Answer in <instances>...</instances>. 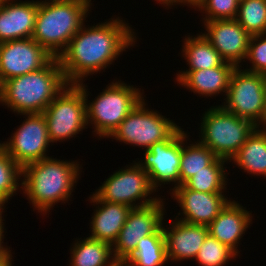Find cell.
<instances>
[{
	"label": "cell",
	"mask_w": 266,
	"mask_h": 266,
	"mask_svg": "<svg viewBox=\"0 0 266 266\" xmlns=\"http://www.w3.org/2000/svg\"><path fill=\"white\" fill-rule=\"evenodd\" d=\"M109 20L87 28L83 24L59 55L60 67L69 84L105 71L123 51L137 43L136 32L129 23L119 17Z\"/></svg>",
	"instance_id": "obj_1"
},
{
	"label": "cell",
	"mask_w": 266,
	"mask_h": 266,
	"mask_svg": "<svg viewBox=\"0 0 266 266\" xmlns=\"http://www.w3.org/2000/svg\"><path fill=\"white\" fill-rule=\"evenodd\" d=\"M80 169L82 167L77 161H64L52 156L41 159L22 168L20 188L34 210L47 215L55 204H65L70 200Z\"/></svg>",
	"instance_id": "obj_2"
},
{
	"label": "cell",
	"mask_w": 266,
	"mask_h": 266,
	"mask_svg": "<svg viewBox=\"0 0 266 266\" xmlns=\"http://www.w3.org/2000/svg\"><path fill=\"white\" fill-rule=\"evenodd\" d=\"M58 58L43 68L0 84V104L17 114L42 113L68 85Z\"/></svg>",
	"instance_id": "obj_3"
},
{
	"label": "cell",
	"mask_w": 266,
	"mask_h": 266,
	"mask_svg": "<svg viewBox=\"0 0 266 266\" xmlns=\"http://www.w3.org/2000/svg\"><path fill=\"white\" fill-rule=\"evenodd\" d=\"M91 6V0H40L32 38L58 58L85 24Z\"/></svg>",
	"instance_id": "obj_4"
},
{
	"label": "cell",
	"mask_w": 266,
	"mask_h": 266,
	"mask_svg": "<svg viewBox=\"0 0 266 266\" xmlns=\"http://www.w3.org/2000/svg\"><path fill=\"white\" fill-rule=\"evenodd\" d=\"M76 85L86 99L87 124H91L99 138L109 137L134 107L145 97L139 88L124 81H114L106 86L92 102H88L87 84ZM94 125V127H93Z\"/></svg>",
	"instance_id": "obj_5"
},
{
	"label": "cell",
	"mask_w": 266,
	"mask_h": 266,
	"mask_svg": "<svg viewBox=\"0 0 266 266\" xmlns=\"http://www.w3.org/2000/svg\"><path fill=\"white\" fill-rule=\"evenodd\" d=\"M257 128L251 120L226 111L221 105L203 113L199 142L217 157L230 161Z\"/></svg>",
	"instance_id": "obj_6"
},
{
	"label": "cell",
	"mask_w": 266,
	"mask_h": 266,
	"mask_svg": "<svg viewBox=\"0 0 266 266\" xmlns=\"http://www.w3.org/2000/svg\"><path fill=\"white\" fill-rule=\"evenodd\" d=\"M146 105L143 98L108 138L147 150L155 143L167 140L180 127Z\"/></svg>",
	"instance_id": "obj_7"
},
{
	"label": "cell",
	"mask_w": 266,
	"mask_h": 266,
	"mask_svg": "<svg viewBox=\"0 0 266 266\" xmlns=\"http://www.w3.org/2000/svg\"><path fill=\"white\" fill-rule=\"evenodd\" d=\"M42 113L51 144L75 138L88 126L86 99L76 84H68Z\"/></svg>",
	"instance_id": "obj_8"
},
{
	"label": "cell",
	"mask_w": 266,
	"mask_h": 266,
	"mask_svg": "<svg viewBox=\"0 0 266 266\" xmlns=\"http://www.w3.org/2000/svg\"><path fill=\"white\" fill-rule=\"evenodd\" d=\"M133 162L132 165H126V168L111 174L94 194L100 200L121 203L132 208L160 200L159 196L155 198L150 196L158 191L152 186L148 173L136 161Z\"/></svg>",
	"instance_id": "obj_9"
},
{
	"label": "cell",
	"mask_w": 266,
	"mask_h": 266,
	"mask_svg": "<svg viewBox=\"0 0 266 266\" xmlns=\"http://www.w3.org/2000/svg\"><path fill=\"white\" fill-rule=\"evenodd\" d=\"M265 84L266 75L251 73L236 67L230 78L225 101L221 106L240 118L251 120L262 129Z\"/></svg>",
	"instance_id": "obj_10"
},
{
	"label": "cell",
	"mask_w": 266,
	"mask_h": 266,
	"mask_svg": "<svg viewBox=\"0 0 266 266\" xmlns=\"http://www.w3.org/2000/svg\"><path fill=\"white\" fill-rule=\"evenodd\" d=\"M25 120L3 142L4 151L21 167L48 158L50 139L43 113L20 114Z\"/></svg>",
	"instance_id": "obj_11"
},
{
	"label": "cell",
	"mask_w": 266,
	"mask_h": 266,
	"mask_svg": "<svg viewBox=\"0 0 266 266\" xmlns=\"http://www.w3.org/2000/svg\"><path fill=\"white\" fill-rule=\"evenodd\" d=\"M163 200L165 199L161 198L155 203L130 210L117 240L112 245L115 259H126L141 238L155 234L162 228L166 211Z\"/></svg>",
	"instance_id": "obj_12"
},
{
	"label": "cell",
	"mask_w": 266,
	"mask_h": 266,
	"mask_svg": "<svg viewBox=\"0 0 266 266\" xmlns=\"http://www.w3.org/2000/svg\"><path fill=\"white\" fill-rule=\"evenodd\" d=\"M144 159L136 162L149 175L157 190L162 184L180 186L181 126L167 139L144 150Z\"/></svg>",
	"instance_id": "obj_13"
},
{
	"label": "cell",
	"mask_w": 266,
	"mask_h": 266,
	"mask_svg": "<svg viewBox=\"0 0 266 266\" xmlns=\"http://www.w3.org/2000/svg\"><path fill=\"white\" fill-rule=\"evenodd\" d=\"M52 58L32 37L0 43V84L41 69Z\"/></svg>",
	"instance_id": "obj_14"
},
{
	"label": "cell",
	"mask_w": 266,
	"mask_h": 266,
	"mask_svg": "<svg viewBox=\"0 0 266 266\" xmlns=\"http://www.w3.org/2000/svg\"><path fill=\"white\" fill-rule=\"evenodd\" d=\"M205 30L202 33L221 57L236 67L245 61L251 35L236 19L203 21Z\"/></svg>",
	"instance_id": "obj_15"
},
{
	"label": "cell",
	"mask_w": 266,
	"mask_h": 266,
	"mask_svg": "<svg viewBox=\"0 0 266 266\" xmlns=\"http://www.w3.org/2000/svg\"><path fill=\"white\" fill-rule=\"evenodd\" d=\"M172 190V191H171ZM171 197L179 203L183 218L178 220L208 226L231 200L224 193L198 192L180 185L171 188Z\"/></svg>",
	"instance_id": "obj_16"
},
{
	"label": "cell",
	"mask_w": 266,
	"mask_h": 266,
	"mask_svg": "<svg viewBox=\"0 0 266 266\" xmlns=\"http://www.w3.org/2000/svg\"><path fill=\"white\" fill-rule=\"evenodd\" d=\"M165 228L162 225L168 261L178 262L195 259L200 247L205 241L208 232L206 225L189 224L178 220ZM169 228V229H168Z\"/></svg>",
	"instance_id": "obj_17"
},
{
	"label": "cell",
	"mask_w": 266,
	"mask_h": 266,
	"mask_svg": "<svg viewBox=\"0 0 266 266\" xmlns=\"http://www.w3.org/2000/svg\"><path fill=\"white\" fill-rule=\"evenodd\" d=\"M0 0V43L31 38L39 1Z\"/></svg>",
	"instance_id": "obj_18"
},
{
	"label": "cell",
	"mask_w": 266,
	"mask_h": 266,
	"mask_svg": "<svg viewBox=\"0 0 266 266\" xmlns=\"http://www.w3.org/2000/svg\"><path fill=\"white\" fill-rule=\"evenodd\" d=\"M252 214L237 201L230 200L218 216L207 226L211 236L222 244L227 245L237 255L240 239L243 238L246 229L251 226Z\"/></svg>",
	"instance_id": "obj_19"
},
{
	"label": "cell",
	"mask_w": 266,
	"mask_h": 266,
	"mask_svg": "<svg viewBox=\"0 0 266 266\" xmlns=\"http://www.w3.org/2000/svg\"><path fill=\"white\" fill-rule=\"evenodd\" d=\"M96 209L90 222V238L105 241L113 245L124 226L132 207L100 200L94 193L89 197Z\"/></svg>",
	"instance_id": "obj_20"
},
{
	"label": "cell",
	"mask_w": 266,
	"mask_h": 266,
	"mask_svg": "<svg viewBox=\"0 0 266 266\" xmlns=\"http://www.w3.org/2000/svg\"><path fill=\"white\" fill-rule=\"evenodd\" d=\"M236 66L226 62L222 66L213 67L210 69H201L196 71H179L177 73L176 82L181 86L187 88L205 97H213L218 94L224 93L227 95L228 86L231 75Z\"/></svg>",
	"instance_id": "obj_21"
},
{
	"label": "cell",
	"mask_w": 266,
	"mask_h": 266,
	"mask_svg": "<svg viewBox=\"0 0 266 266\" xmlns=\"http://www.w3.org/2000/svg\"><path fill=\"white\" fill-rule=\"evenodd\" d=\"M231 161L248 174L266 177V129L257 127Z\"/></svg>",
	"instance_id": "obj_22"
},
{
	"label": "cell",
	"mask_w": 266,
	"mask_h": 266,
	"mask_svg": "<svg viewBox=\"0 0 266 266\" xmlns=\"http://www.w3.org/2000/svg\"><path fill=\"white\" fill-rule=\"evenodd\" d=\"M183 42L181 53H183L182 56L188 62L187 65H189V69H186V71L210 69L226 63L202 32L195 37L185 36Z\"/></svg>",
	"instance_id": "obj_23"
},
{
	"label": "cell",
	"mask_w": 266,
	"mask_h": 266,
	"mask_svg": "<svg viewBox=\"0 0 266 266\" xmlns=\"http://www.w3.org/2000/svg\"><path fill=\"white\" fill-rule=\"evenodd\" d=\"M189 136L181 128L180 185H183L194 174L206 170V166L212 165L219 158L198 140L188 144Z\"/></svg>",
	"instance_id": "obj_24"
},
{
	"label": "cell",
	"mask_w": 266,
	"mask_h": 266,
	"mask_svg": "<svg viewBox=\"0 0 266 266\" xmlns=\"http://www.w3.org/2000/svg\"><path fill=\"white\" fill-rule=\"evenodd\" d=\"M74 242L70 249L71 266H107L115 259L112 244L108 242L90 237Z\"/></svg>",
	"instance_id": "obj_25"
},
{
	"label": "cell",
	"mask_w": 266,
	"mask_h": 266,
	"mask_svg": "<svg viewBox=\"0 0 266 266\" xmlns=\"http://www.w3.org/2000/svg\"><path fill=\"white\" fill-rule=\"evenodd\" d=\"M126 260L130 266H164L168 263L163 228L141 238Z\"/></svg>",
	"instance_id": "obj_26"
},
{
	"label": "cell",
	"mask_w": 266,
	"mask_h": 266,
	"mask_svg": "<svg viewBox=\"0 0 266 266\" xmlns=\"http://www.w3.org/2000/svg\"><path fill=\"white\" fill-rule=\"evenodd\" d=\"M228 162L223 158H218L212 165L206 166V170L194 174L183 185L198 192L224 193L227 189V175L229 174L226 173L224 165Z\"/></svg>",
	"instance_id": "obj_27"
},
{
	"label": "cell",
	"mask_w": 266,
	"mask_h": 266,
	"mask_svg": "<svg viewBox=\"0 0 266 266\" xmlns=\"http://www.w3.org/2000/svg\"><path fill=\"white\" fill-rule=\"evenodd\" d=\"M250 35L266 34V0H242L235 18Z\"/></svg>",
	"instance_id": "obj_28"
},
{
	"label": "cell",
	"mask_w": 266,
	"mask_h": 266,
	"mask_svg": "<svg viewBox=\"0 0 266 266\" xmlns=\"http://www.w3.org/2000/svg\"><path fill=\"white\" fill-rule=\"evenodd\" d=\"M22 168L5 152L0 154V201L4 204L22 185ZM19 179V180H18ZM20 181V182H19Z\"/></svg>",
	"instance_id": "obj_29"
},
{
	"label": "cell",
	"mask_w": 266,
	"mask_h": 266,
	"mask_svg": "<svg viewBox=\"0 0 266 266\" xmlns=\"http://www.w3.org/2000/svg\"><path fill=\"white\" fill-rule=\"evenodd\" d=\"M236 256L238 255L231 248L208 234L195 257V261L201 266H224L232 258L235 260Z\"/></svg>",
	"instance_id": "obj_30"
},
{
	"label": "cell",
	"mask_w": 266,
	"mask_h": 266,
	"mask_svg": "<svg viewBox=\"0 0 266 266\" xmlns=\"http://www.w3.org/2000/svg\"><path fill=\"white\" fill-rule=\"evenodd\" d=\"M239 3V0H202L196 8L206 13L202 21L235 19Z\"/></svg>",
	"instance_id": "obj_31"
},
{
	"label": "cell",
	"mask_w": 266,
	"mask_h": 266,
	"mask_svg": "<svg viewBox=\"0 0 266 266\" xmlns=\"http://www.w3.org/2000/svg\"><path fill=\"white\" fill-rule=\"evenodd\" d=\"M245 60L252 66L243 70L266 75V34L251 35Z\"/></svg>",
	"instance_id": "obj_32"
},
{
	"label": "cell",
	"mask_w": 266,
	"mask_h": 266,
	"mask_svg": "<svg viewBox=\"0 0 266 266\" xmlns=\"http://www.w3.org/2000/svg\"><path fill=\"white\" fill-rule=\"evenodd\" d=\"M4 224H0V258H2L9 250H10V247H4L5 245L4 244ZM3 243V244H2Z\"/></svg>",
	"instance_id": "obj_33"
},
{
	"label": "cell",
	"mask_w": 266,
	"mask_h": 266,
	"mask_svg": "<svg viewBox=\"0 0 266 266\" xmlns=\"http://www.w3.org/2000/svg\"><path fill=\"white\" fill-rule=\"evenodd\" d=\"M12 254L9 250L2 258H0V266H12Z\"/></svg>",
	"instance_id": "obj_34"
},
{
	"label": "cell",
	"mask_w": 266,
	"mask_h": 266,
	"mask_svg": "<svg viewBox=\"0 0 266 266\" xmlns=\"http://www.w3.org/2000/svg\"><path fill=\"white\" fill-rule=\"evenodd\" d=\"M202 0H178V3L179 5H186L189 6V7H194V9H196V7L199 5V3L201 2Z\"/></svg>",
	"instance_id": "obj_35"
},
{
	"label": "cell",
	"mask_w": 266,
	"mask_h": 266,
	"mask_svg": "<svg viewBox=\"0 0 266 266\" xmlns=\"http://www.w3.org/2000/svg\"><path fill=\"white\" fill-rule=\"evenodd\" d=\"M107 266H130L129 262L126 259H114Z\"/></svg>",
	"instance_id": "obj_36"
},
{
	"label": "cell",
	"mask_w": 266,
	"mask_h": 266,
	"mask_svg": "<svg viewBox=\"0 0 266 266\" xmlns=\"http://www.w3.org/2000/svg\"><path fill=\"white\" fill-rule=\"evenodd\" d=\"M155 1H157L159 4H163V6H165L166 7V9L169 7H171V6H176V5H178L179 3H178V0H155Z\"/></svg>",
	"instance_id": "obj_37"
},
{
	"label": "cell",
	"mask_w": 266,
	"mask_h": 266,
	"mask_svg": "<svg viewBox=\"0 0 266 266\" xmlns=\"http://www.w3.org/2000/svg\"><path fill=\"white\" fill-rule=\"evenodd\" d=\"M262 129H266V84H265L264 111L262 116Z\"/></svg>",
	"instance_id": "obj_38"
},
{
	"label": "cell",
	"mask_w": 266,
	"mask_h": 266,
	"mask_svg": "<svg viewBox=\"0 0 266 266\" xmlns=\"http://www.w3.org/2000/svg\"><path fill=\"white\" fill-rule=\"evenodd\" d=\"M4 209H5V204L2 201H0V224H4L3 221H5L4 219H2V218H4V217H2Z\"/></svg>",
	"instance_id": "obj_39"
},
{
	"label": "cell",
	"mask_w": 266,
	"mask_h": 266,
	"mask_svg": "<svg viewBox=\"0 0 266 266\" xmlns=\"http://www.w3.org/2000/svg\"><path fill=\"white\" fill-rule=\"evenodd\" d=\"M3 151H4V145H3V143L1 142V143H0V154H1Z\"/></svg>",
	"instance_id": "obj_40"
}]
</instances>
